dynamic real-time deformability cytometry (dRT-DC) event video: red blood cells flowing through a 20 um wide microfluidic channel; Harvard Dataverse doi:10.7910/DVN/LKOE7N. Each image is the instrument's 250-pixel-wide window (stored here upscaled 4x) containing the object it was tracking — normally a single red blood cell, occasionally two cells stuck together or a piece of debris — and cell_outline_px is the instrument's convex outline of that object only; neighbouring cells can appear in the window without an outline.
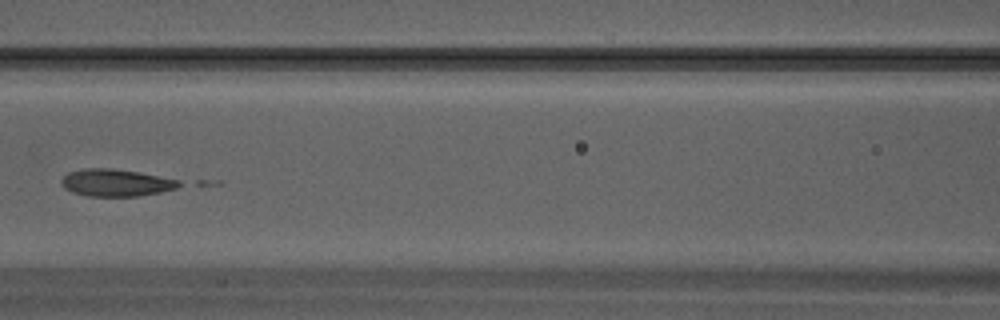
{"species": "Egyptian fruit bat (a non-hibernating species)", "species_latin": "Rousettus aegyptiacus", "temperature_condition": "warm", "stored_images_in_passage": 24, "camera_frame_rate_fps": 3000, "um_per_image_px": 0.085, "animal": {"sex": "male"}, "frame": {"image": 1, "passage_image": 7, "time_ms": 2.0, "image_size_px": [1000, 320], "cell_outline_px": [[184, 184], [176, 188], [160, 192], [136, 196], [88, 196], [72, 192], [64, 188], [60, 184], [60, 180], [68, 172], [84, 168], [112, 168], [136, 172], [180, 180]], "centroid_in_image_um": [9.83, 15.53], "position_along_channel_um": 156.8, "area_um2": 18.61}}